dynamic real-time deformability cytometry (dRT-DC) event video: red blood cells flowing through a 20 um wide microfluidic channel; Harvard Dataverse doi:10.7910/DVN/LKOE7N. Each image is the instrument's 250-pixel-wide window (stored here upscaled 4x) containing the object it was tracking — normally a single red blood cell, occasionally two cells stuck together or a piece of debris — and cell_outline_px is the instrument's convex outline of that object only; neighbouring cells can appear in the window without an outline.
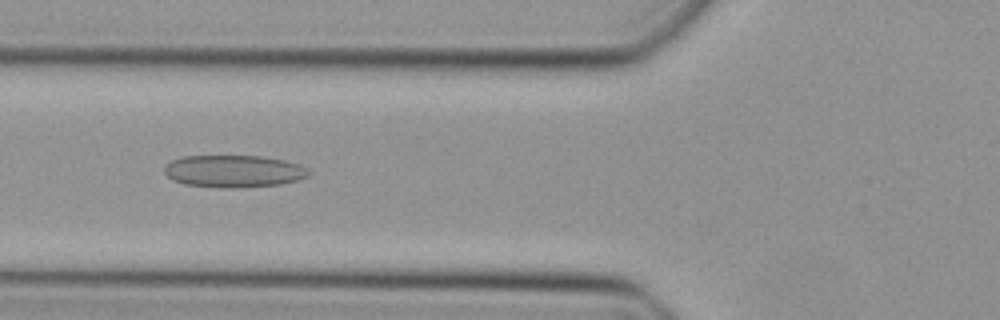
{"species": "Egyptian fruit bat (a non-hibernating species)", "species_latin": "Rousettus aegyptiacus", "temperature_condition": "cold", "stored_images_in_passage": 45, "camera_frame_rate_fps": 3000, "um_per_image_px": 0.085, "animal": {"sex": "female"}, "frame": {"image": 1, "passage_image": 15, "time_ms": 4.667, "image_size_px": [1000, 320], "cell_outline_px": [[308, 176], [300, 180], [280, 184], [232, 188], [224, 188], [184, 184], [172, 180], [164, 172], [164, 164], [180, 156], [260, 156], [284, 160], [300, 164], [308, 168]], "centroid_in_image_um": [19.85, 14.55], "position_along_channel_um": 106.0, "area_um2": 27.28}}
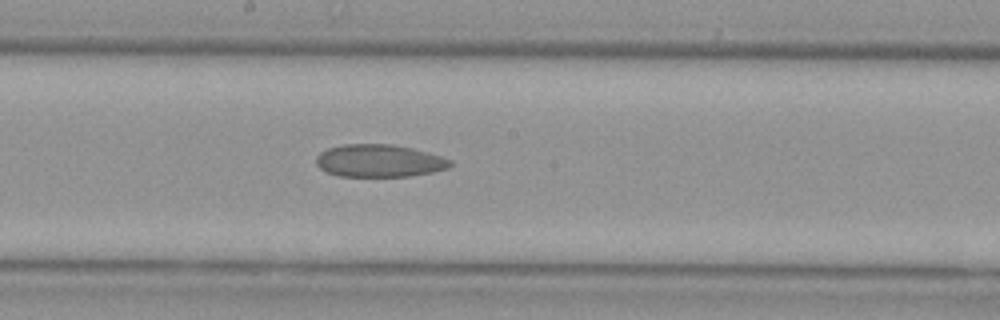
{"frame": {"image": 2, "passage_image": 23, "time_ms": 7.333, "image_size_px": [1000, 320], "cell_outline_px": [[452, 164], [448, 168], [432, 172], [408, 176], [336, 176], [320, 168], [316, 164], [316, 156], [320, 152], [328, 148], [344, 144], [392, 144], [412, 148], [440, 156], [452, 160]], "centroid_in_image_um": [32.21, 13.66], "position_along_channel_um": 216.0, "area_um2": 25.37}}
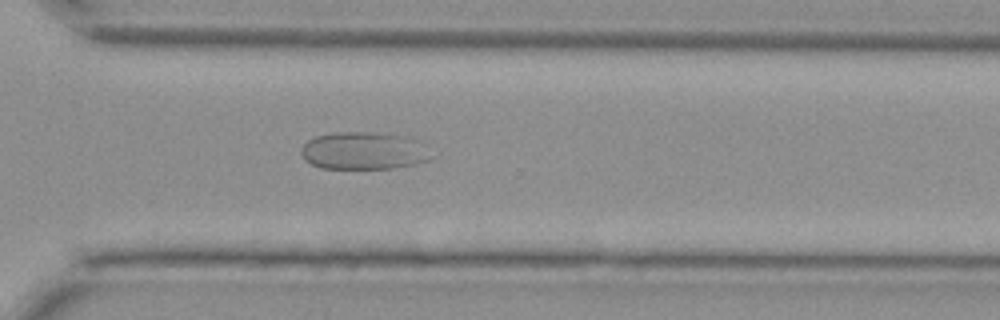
{"frame": {"image": 3, "passage_image": 32, "time_ms": 10.333, "image_size_px": [1000, 320], "cell_outline_px": [[436, 156], [432, 160], [416, 164], [396, 168], [320, 168], [304, 160], [300, 152], [300, 148], [308, 140], [316, 136], [332, 132], [372, 132], [408, 136], [416, 140]], "centroid_in_image_um": [30.95, 12.82], "position_along_channel_um": 339.7, "area_um2": 28.84}}